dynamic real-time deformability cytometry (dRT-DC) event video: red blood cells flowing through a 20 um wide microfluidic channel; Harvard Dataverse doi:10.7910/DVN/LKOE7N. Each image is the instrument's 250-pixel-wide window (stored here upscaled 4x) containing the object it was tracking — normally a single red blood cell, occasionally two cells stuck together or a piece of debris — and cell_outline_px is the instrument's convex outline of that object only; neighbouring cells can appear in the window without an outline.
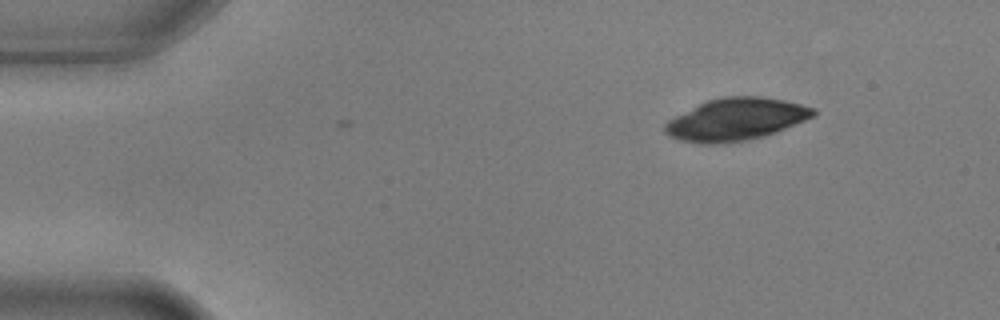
{"species": "common noctule bat (a hibernating species)", "species_latin": "Nyctalus noctula", "temperature_condition": "warm", "stored_images_in_passage": 4, "camera_frame_rate_fps": 3000, "um_per_image_px": 0.085, "animal": {"sex": "male", "body_mass_g": 17.9, "forearm_length_mm": 54.2}, "frame": {"image": 1, "passage_image": 4, "time_ms": 1.0, "image_size_px": [1000, 320], "cell_outline_px": [[816, 116], [776, 132], [764, 136], [744, 140], [716, 144], [700, 144], [680, 140], [668, 136], [664, 132], [664, 124], [668, 120], [708, 100], [724, 96], [760, 96], [784, 100], [816, 108]], "centroid_in_image_um": [62.57, 10.15], "position_along_channel_um": 22.4, "area_um2": 36.47}}